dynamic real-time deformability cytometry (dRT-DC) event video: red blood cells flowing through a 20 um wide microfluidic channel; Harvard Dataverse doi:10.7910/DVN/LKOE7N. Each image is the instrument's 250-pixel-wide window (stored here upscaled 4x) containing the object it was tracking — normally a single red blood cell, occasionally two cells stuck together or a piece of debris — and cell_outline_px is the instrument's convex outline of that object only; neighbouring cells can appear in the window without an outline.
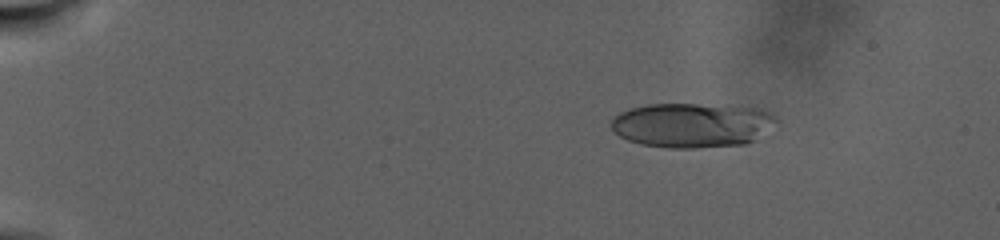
{"species": "human", "species_latin": "Homo sapiens", "temperature_condition": "warm", "stored_images_in_passage": 64, "camera_frame_rate_fps": 3000, "um_per_image_px": 0.085, "donor": {"sex": "male"}, "frame": {"image": 1, "passage_image": 15, "time_ms": 5.0, "image_size_px": [1000, 240], "cell_outline_px": [[780, 120], [756, 140], [744, 144], [696, 148], [668, 148], [640, 144], [628, 140], [620, 136], [612, 128], [612, 120], [620, 112], [632, 108], [648, 104], [728, 104], [752, 108], [772, 112]], "centroid_in_image_um": [58.89, 10.63], "position_along_channel_um": 26.1, "area_um2": 43.29}}
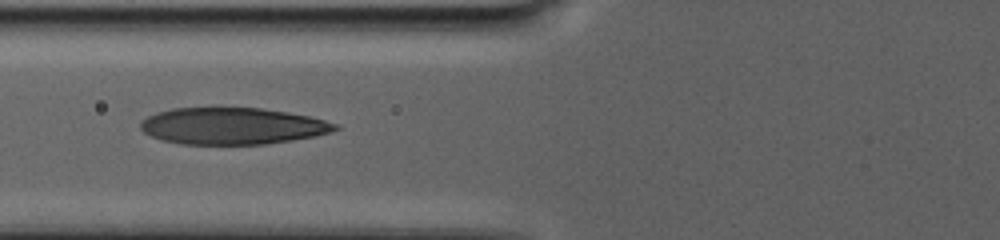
{"frame": {"image": 2, "passage_image": 45, "time_ms": 13.667, "image_size_px": [1000, 240], "cell_outline_px": [[340, 128], [316, 136], [292, 140], [264, 144], [180, 144], [160, 140], [144, 132], [140, 128], [140, 124], [148, 116], [156, 112], [172, 108], [260, 108], [288, 112], [308, 116], [340, 124]], "centroid_in_image_um": [19.75, 10.71], "position_along_channel_um": 106.0, "area_um2": 41.56}}
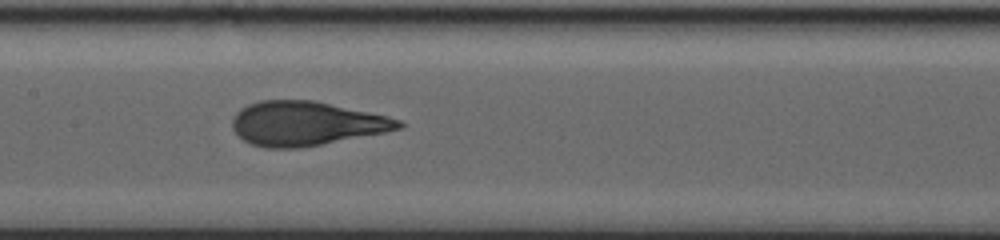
{"frame": {"image": 3, "passage_image": 63, "time_ms": 17.0, "image_size_px": [1000, 240], "cell_outline_px": [[404, 128], [384, 132], [320, 144], [296, 148], [264, 148], [252, 144], [244, 140], [232, 128], [232, 120], [236, 112], [240, 108], [248, 104], [260, 100], [316, 100], [388, 116], [400, 120], [404, 124]], "centroid_in_image_um": [26.01, 10.48], "position_along_channel_um": 181.4, "area_um2": 42.71}}